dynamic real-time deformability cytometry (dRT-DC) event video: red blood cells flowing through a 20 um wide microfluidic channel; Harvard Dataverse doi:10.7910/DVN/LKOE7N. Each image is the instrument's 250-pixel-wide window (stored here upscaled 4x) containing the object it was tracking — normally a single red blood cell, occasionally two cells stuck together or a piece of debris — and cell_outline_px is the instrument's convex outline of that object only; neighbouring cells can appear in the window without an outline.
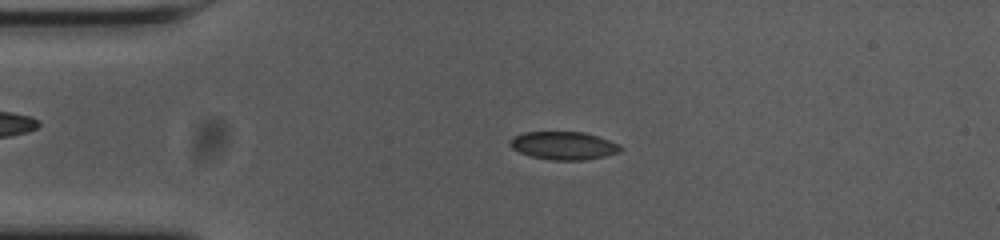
{"species": "common noctule bat (a hibernating species)", "species_latin": "Nyctalus noctula", "temperature_condition": "cold", "stored_images_in_passage": 54, "camera_frame_rate_fps": 3000, "um_per_image_px": 0.085, "animal": {"sex": "female", "body_mass_g": 23.0, "forearm_length_mm": 53.4}, "frame": {"image": 1, "passage_image": 11, "time_ms": 3.333, "image_size_px": [1000, 240], "cell_outline_px": [[624, 148], [620, 152], [604, 156], [584, 160], [552, 160], [532, 156], [520, 152], [512, 148], [508, 144], [508, 140], [512, 136], [524, 132], [584, 132], [620, 144]], "centroid_in_image_um": [47.89, 12.37], "position_along_channel_um": 37.1, "area_um2": 18.09}}
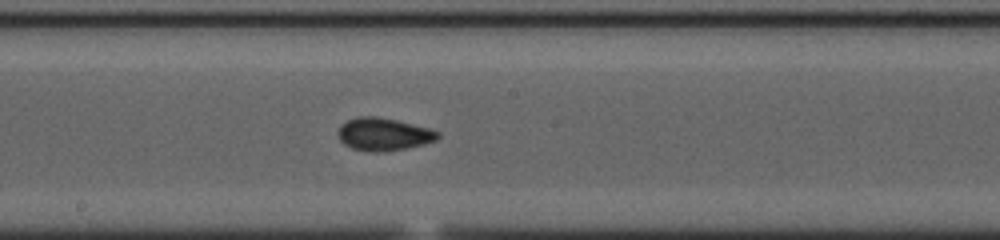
{"frame": {"image": 2, "passage_image": 28, "time_ms": 9.0, "image_size_px": [1000, 240], "cell_outline_px": [[440, 136], [436, 140], [424, 144], [404, 148], [380, 152], [376, 152], [352, 148], [344, 144], [340, 140], [336, 132], [340, 124], [356, 116], [376, 116], [396, 120], [432, 128], [440, 132]], "centroid_in_image_um": [32.6, 11.39], "position_along_channel_um": 215.6, "area_um2": 19.13}}
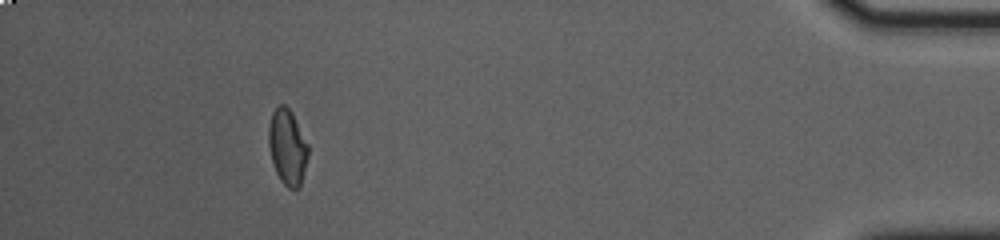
{"frame": {"image": 3, "passage_image": 49, "time_ms": 16.0, "image_size_px": [1000, 240], "cell_outline_px": [[308, 156], [300, 184], [296, 188], [288, 188], [280, 180], [276, 172], [268, 148], [268, 128], [272, 112], [280, 104], [284, 104], [292, 112], [308, 144]], "centroid_in_image_um": [24.41, 12.47], "position_along_channel_um": 410.8, "area_um2": 17.28}, "authors_computed_cell_mechanics": {"area_um2": 18.0336, "velocity_mm_per_s": 3.6848, "shape_relaxation_time_tau1_ms": 5.9809, "shape_relaxation_time_tau2_ms": 2.3739, "deformation_change_tau1": 0.1203, "deformation_change_tau2": 0.0502}}